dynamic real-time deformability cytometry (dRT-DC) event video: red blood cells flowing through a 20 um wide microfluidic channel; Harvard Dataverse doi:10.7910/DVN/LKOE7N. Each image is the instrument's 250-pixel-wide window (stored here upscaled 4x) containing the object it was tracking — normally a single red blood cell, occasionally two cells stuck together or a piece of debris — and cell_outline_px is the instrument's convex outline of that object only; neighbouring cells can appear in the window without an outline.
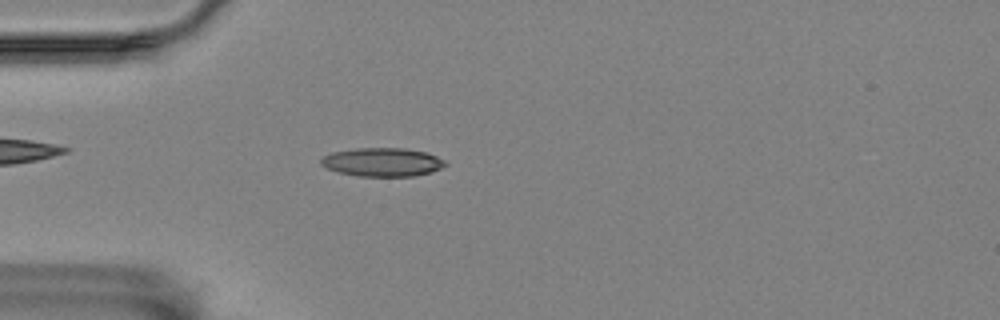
{"species": "Egyptian fruit bat (a non-hibernating species)", "species_latin": "Rousettus aegyptiacus", "temperature_condition": "room temperature", "stored_images_in_passage": 6, "camera_frame_rate_fps": 3000, "um_per_image_px": 0.085, "animal": {"sex": "female"}, "frame": {"image": 1, "passage_image": 5, "time_ms": 4.667, "image_size_px": [1000, 320], "cell_outline_px": [[448, 164], [432, 172], [416, 176], [360, 176], [340, 172], [328, 168], [320, 164], [320, 160], [324, 156], [332, 152], [356, 148], [404, 148], [424, 152], [436, 156], [444, 160]], "centroid_in_image_um": [32.52, 13.78], "position_along_channel_um": 52.5, "area_um2": 20.58}}